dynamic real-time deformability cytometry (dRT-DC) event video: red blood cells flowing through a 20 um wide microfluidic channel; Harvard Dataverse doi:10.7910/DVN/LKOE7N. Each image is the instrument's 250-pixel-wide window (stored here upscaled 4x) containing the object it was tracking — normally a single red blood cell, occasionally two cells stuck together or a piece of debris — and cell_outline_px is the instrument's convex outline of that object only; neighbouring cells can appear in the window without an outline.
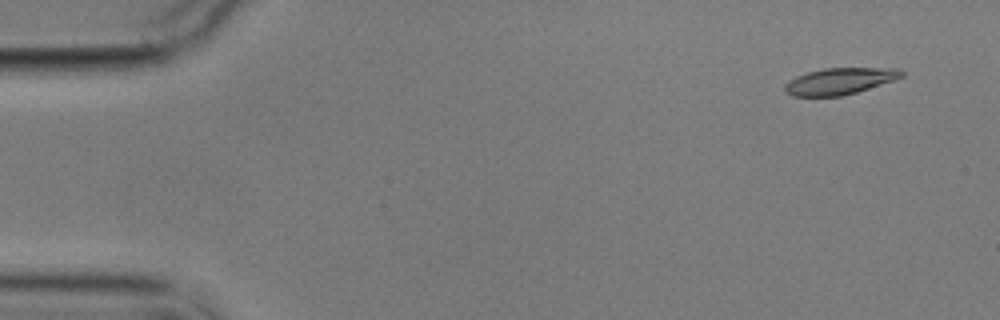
{"species": "common noctule bat (a hibernating species)", "species_latin": "Nyctalus noctula", "temperature_condition": "cold", "stored_images_in_passage": 9, "camera_frame_rate_fps": 3000, "um_per_image_px": 0.085, "animal": {"sex": "male", "body_mass_g": 17.9}, "frame": {"image": 1, "passage_image": 1, "time_ms": 0.0, "image_size_px": [1000, 320], "cell_outline_px": [[904, 76], [856, 92], [840, 96], [792, 96], [784, 92], [784, 84], [796, 76], [808, 72], [824, 68], [900, 68], [904, 72]], "centroid_in_image_um": [71.34, 6.89], "position_along_channel_um": 13.7, "area_um2": 17.92}}
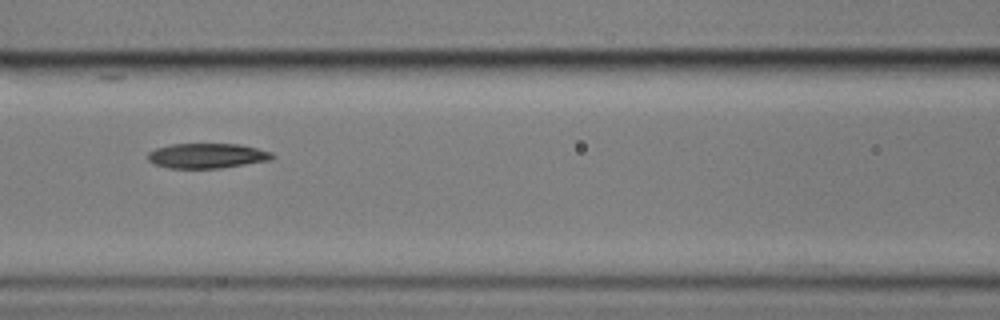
{"frame": {"image": 2, "passage_image": 7, "time_ms": 7.0, "image_size_px": [1000, 320], "cell_outline_px": [[276, 156], [272, 160], [220, 168], [168, 168], [152, 164], [148, 160], [148, 152], [156, 148], [172, 144], [240, 144], [272, 152]], "centroid_in_image_um": [17.6, 13.24], "position_along_channel_um": 149.0, "area_um2": 18.21}}
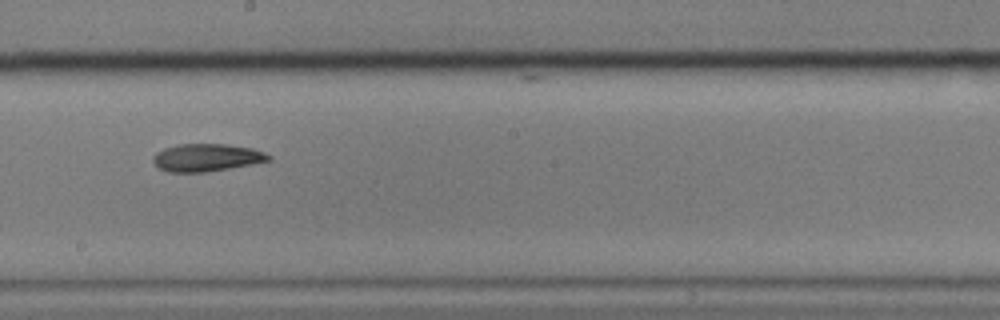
{"frame": {"image": 3, "passage_image": 9, "time_ms": 9.333, "image_size_px": [1000, 320], "cell_outline_px": [[272, 160], [252, 164], [204, 172], [168, 172], [156, 168], [152, 160], [152, 156], [156, 152], [164, 148], [176, 144], [224, 144], [252, 148], [264, 152], [272, 156]], "centroid_in_image_um": [17.52, 13.39], "position_along_channel_um": 230.7, "area_um2": 18.73}}